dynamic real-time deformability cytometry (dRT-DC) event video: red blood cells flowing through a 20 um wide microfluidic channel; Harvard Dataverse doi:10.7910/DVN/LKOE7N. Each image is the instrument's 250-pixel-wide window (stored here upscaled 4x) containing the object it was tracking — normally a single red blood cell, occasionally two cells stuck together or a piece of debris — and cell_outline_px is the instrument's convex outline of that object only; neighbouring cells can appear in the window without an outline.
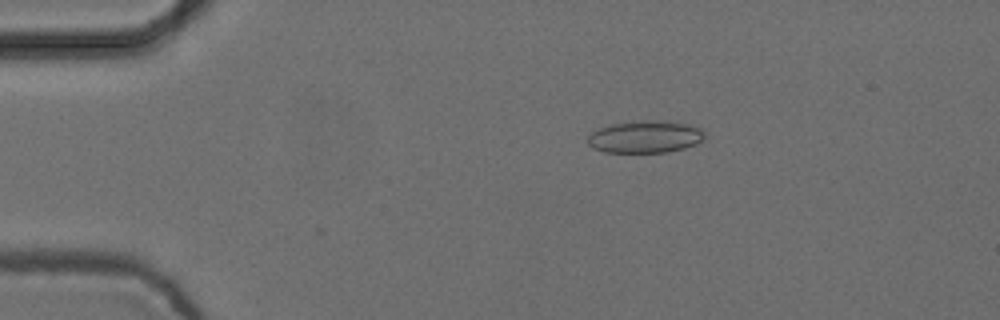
{"species": "common noctule bat (a hibernating species)", "species_latin": "Nyctalus noctula", "temperature_condition": "cold", "stored_images_in_passage": 39, "camera_frame_rate_fps": 3000, "um_per_image_px": 0.085, "animal": {"sex": "female", "body_mass_g": 24.6, "forearm_length_mm": 56.2}, "frame": {"image": 1, "passage_image": 1, "time_ms": 0.0, "image_size_px": [1000, 320], "cell_outline_px": [[704, 136], [696, 144], [684, 148], [668, 152], [604, 152], [592, 148], [588, 144], [588, 136], [592, 132], [600, 128], [612, 124], [644, 120], [652, 120], [688, 124], [704, 128]], "centroid_in_image_um": [54.84, 11.63], "position_along_channel_um": 30.2, "area_um2": 21.85}}
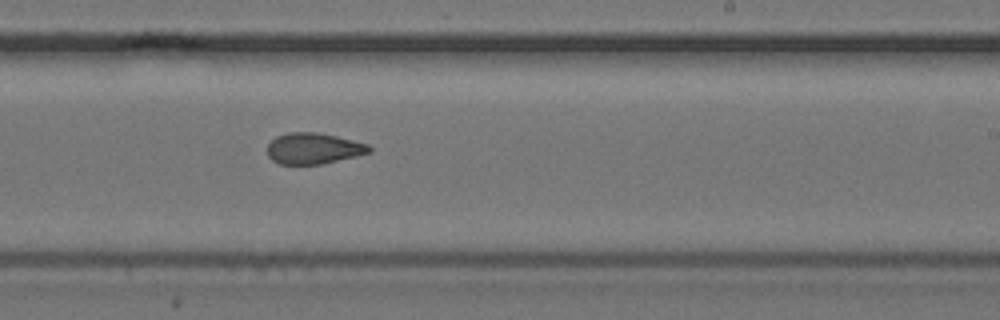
{"frame": {"image": 2, "passage_image": 24, "time_ms": 7.667, "image_size_px": [1000, 320], "cell_outline_px": [[372, 152], [324, 164], [280, 164], [272, 160], [268, 156], [268, 144], [276, 136], [288, 132], [316, 132], [336, 136], [368, 144], [372, 148]], "centroid_in_image_um": [26.65, 12.62], "position_along_channel_um": 262.3, "area_um2": 18.5}}
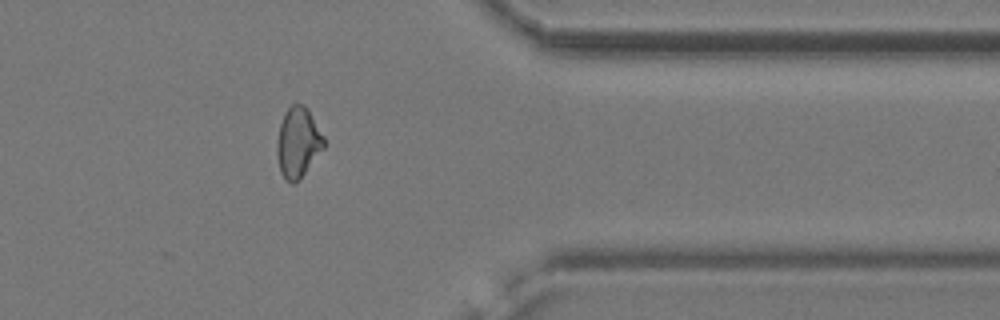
{"frame": {"image": 3, "passage_image": 35, "time_ms": 11.333, "image_size_px": [1000, 320], "cell_outline_px": [[328, 144], [300, 180], [296, 184], [292, 184], [280, 172], [276, 156], [276, 144], [280, 124], [288, 108], [292, 104], [304, 104], [308, 108], [324, 136]], "centroid_in_image_um": [25.36, 12.14], "position_along_channel_um": 386.0, "area_um2": 19.65}, "authors_computed_cell_mechanics": {"area_um2": 19.0162, "velocity_mm_per_s": 3.7623, "shape_relaxation_time_tau1_ms": 8.6258, "shape_relaxation_time_tau2_ms": 3.2676, "deformation_change_tau1": 0.1386, "deformation_change_tau2": 0.0804}}